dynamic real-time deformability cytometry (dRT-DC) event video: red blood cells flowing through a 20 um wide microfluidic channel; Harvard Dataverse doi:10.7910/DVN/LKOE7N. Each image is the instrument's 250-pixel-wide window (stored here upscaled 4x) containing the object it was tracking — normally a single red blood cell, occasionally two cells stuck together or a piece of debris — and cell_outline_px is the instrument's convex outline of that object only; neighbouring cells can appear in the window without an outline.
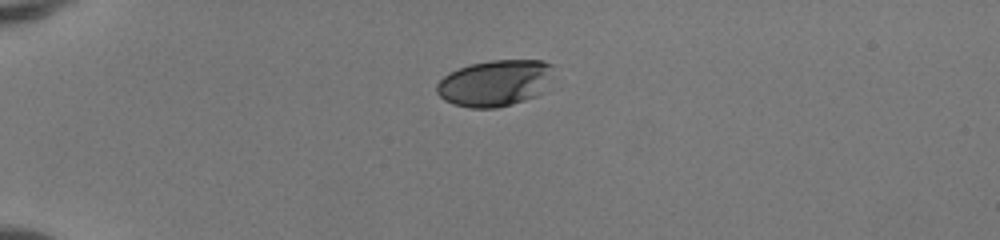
{"species": "human", "species_latin": "Homo sapiens", "temperature_condition": "room temperature", "stored_images_in_passage": 38, "camera_frame_rate_fps": 3000, "um_per_image_px": 0.085, "donor": {"sex": "female"}, "frame": {"image": 1, "passage_image": 1, "time_ms": 0.0, "image_size_px": [1000, 240], "cell_outline_px": [[552, 64], [536, 96], [512, 104], [496, 108], [472, 108], [452, 104], [444, 100], [436, 92], [436, 84], [448, 72], [472, 64], [492, 60], [544, 60]], "centroid_in_image_um": [41.94, 7.07], "position_along_channel_um": 43.1, "area_um2": 30.69}}
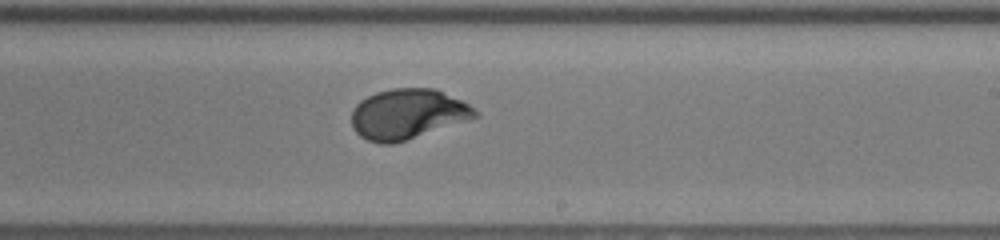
{"frame": {"image": 2, "passage_image": 20, "time_ms": 6.333, "image_size_px": [1000, 240], "cell_outline_px": [[480, 116], [392, 144], [380, 144], [368, 140], [360, 136], [352, 128], [352, 108], [360, 100], [376, 92], [392, 88], [436, 88], [468, 104], [480, 112]], "centroid_in_image_um": [34.63, 9.68], "position_along_channel_um": 254.4, "area_um2": 36.01}}
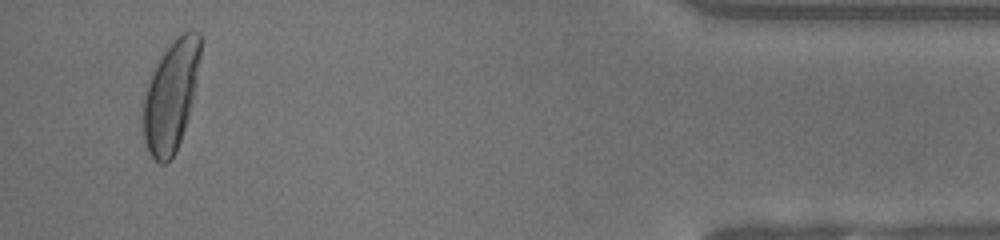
{"frame": {"image": 3, "passage_image": 36, "time_ms": 11.667, "image_size_px": [1000, 240], "cell_outline_px": [[200, 56], [196, 84], [188, 116], [176, 152], [164, 164], [160, 164], [148, 152], [144, 140], [144, 96], [152, 72], [156, 64], [164, 52], [176, 36], [184, 32], [200, 32]], "centroid_in_image_um": [14.53, 8.14], "position_along_channel_um": 420.7, "area_um2": 36.13}, "authors_computed_cell_mechanics": {"area_um2": 35.5759, "velocity_mm_per_s": 4.1589, "shape_relaxation_time_tau1_ms": 3.2832, "shape_relaxation_time_tau2_ms": null, "deformation_change_tau1": 0.1773, "deformation_change_tau2": null}}